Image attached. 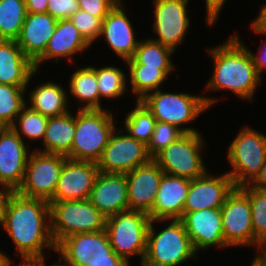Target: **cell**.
<instances>
[{"mask_svg": "<svg viewBox=\"0 0 266 266\" xmlns=\"http://www.w3.org/2000/svg\"><path fill=\"white\" fill-rule=\"evenodd\" d=\"M180 220L197 253L198 250H205L211 246L228 248L224 240L220 208L187 212Z\"/></svg>", "mask_w": 266, "mask_h": 266, "instance_id": "obj_19", "label": "cell"}, {"mask_svg": "<svg viewBox=\"0 0 266 266\" xmlns=\"http://www.w3.org/2000/svg\"><path fill=\"white\" fill-rule=\"evenodd\" d=\"M0 226L14 242L23 260L20 266H31L44 258L43 248L54 249L50 229V205L43 199L25 197L16 191L9 196Z\"/></svg>", "mask_w": 266, "mask_h": 266, "instance_id": "obj_1", "label": "cell"}, {"mask_svg": "<svg viewBox=\"0 0 266 266\" xmlns=\"http://www.w3.org/2000/svg\"><path fill=\"white\" fill-rule=\"evenodd\" d=\"M227 159L232 166L227 173L235 187L249 185L266 161V135L243 126L230 143Z\"/></svg>", "mask_w": 266, "mask_h": 266, "instance_id": "obj_7", "label": "cell"}, {"mask_svg": "<svg viewBox=\"0 0 266 266\" xmlns=\"http://www.w3.org/2000/svg\"><path fill=\"white\" fill-rule=\"evenodd\" d=\"M135 104V109L124 120V129L131 137L148 146L157 121L140 101L136 100Z\"/></svg>", "mask_w": 266, "mask_h": 266, "instance_id": "obj_32", "label": "cell"}, {"mask_svg": "<svg viewBox=\"0 0 266 266\" xmlns=\"http://www.w3.org/2000/svg\"><path fill=\"white\" fill-rule=\"evenodd\" d=\"M57 21L50 14L28 13L18 38L15 40L24 55L33 63L44 53L55 32Z\"/></svg>", "mask_w": 266, "mask_h": 266, "instance_id": "obj_23", "label": "cell"}, {"mask_svg": "<svg viewBox=\"0 0 266 266\" xmlns=\"http://www.w3.org/2000/svg\"><path fill=\"white\" fill-rule=\"evenodd\" d=\"M151 222L149 214L128 210L106 218L107 232L112 250L129 264V257L140 256L141 264L146 252L147 232Z\"/></svg>", "mask_w": 266, "mask_h": 266, "instance_id": "obj_8", "label": "cell"}, {"mask_svg": "<svg viewBox=\"0 0 266 266\" xmlns=\"http://www.w3.org/2000/svg\"><path fill=\"white\" fill-rule=\"evenodd\" d=\"M25 0L0 1V40H16L25 21Z\"/></svg>", "mask_w": 266, "mask_h": 266, "instance_id": "obj_30", "label": "cell"}, {"mask_svg": "<svg viewBox=\"0 0 266 266\" xmlns=\"http://www.w3.org/2000/svg\"><path fill=\"white\" fill-rule=\"evenodd\" d=\"M249 195L251 204V221L254 236L266 244V188H251L249 185L241 186Z\"/></svg>", "mask_w": 266, "mask_h": 266, "instance_id": "obj_36", "label": "cell"}, {"mask_svg": "<svg viewBox=\"0 0 266 266\" xmlns=\"http://www.w3.org/2000/svg\"><path fill=\"white\" fill-rule=\"evenodd\" d=\"M44 83L29 93V107L47 117L67 114L69 112L67 92L57 83L51 81Z\"/></svg>", "mask_w": 266, "mask_h": 266, "instance_id": "obj_27", "label": "cell"}, {"mask_svg": "<svg viewBox=\"0 0 266 266\" xmlns=\"http://www.w3.org/2000/svg\"><path fill=\"white\" fill-rule=\"evenodd\" d=\"M253 23L262 31V33H266V4L262 6L259 15Z\"/></svg>", "mask_w": 266, "mask_h": 266, "instance_id": "obj_47", "label": "cell"}, {"mask_svg": "<svg viewBox=\"0 0 266 266\" xmlns=\"http://www.w3.org/2000/svg\"><path fill=\"white\" fill-rule=\"evenodd\" d=\"M12 262L9 258V256L6 255V253L0 252V266H11ZM20 266V265H18Z\"/></svg>", "mask_w": 266, "mask_h": 266, "instance_id": "obj_50", "label": "cell"}, {"mask_svg": "<svg viewBox=\"0 0 266 266\" xmlns=\"http://www.w3.org/2000/svg\"><path fill=\"white\" fill-rule=\"evenodd\" d=\"M174 51L152 39L139 41L132 59L126 61L127 65H146V67L158 68L167 77L175 69L171 56Z\"/></svg>", "mask_w": 266, "mask_h": 266, "instance_id": "obj_29", "label": "cell"}, {"mask_svg": "<svg viewBox=\"0 0 266 266\" xmlns=\"http://www.w3.org/2000/svg\"><path fill=\"white\" fill-rule=\"evenodd\" d=\"M56 252L75 266H87L92 260L110 259V254H116L105 230L72 234L56 246Z\"/></svg>", "mask_w": 266, "mask_h": 266, "instance_id": "obj_14", "label": "cell"}, {"mask_svg": "<svg viewBox=\"0 0 266 266\" xmlns=\"http://www.w3.org/2000/svg\"><path fill=\"white\" fill-rule=\"evenodd\" d=\"M131 91L137 95V101L142 100L148 93L160 89L167 76L158 68L146 65H128Z\"/></svg>", "mask_w": 266, "mask_h": 266, "instance_id": "obj_31", "label": "cell"}, {"mask_svg": "<svg viewBox=\"0 0 266 266\" xmlns=\"http://www.w3.org/2000/svg\"><path fill=\"white\" fill-rule=\"evenodd\" d=\"M250 266H266V259L258 253Z\"/></svg>", "mask_w": 266, "mask_h": 266, "instance_id": "obj_49", "label": "cell"}, {"mask_svg": "<svg viewBox=\"0 0 266 266\" xmlns=\"http://www.w3.org/2000/svg\"><path fill=\"white\" fill-rule=\"evenodd\" d=\"M206 2V22L208 26L214 25L226 0H205Z\"/></svg>", "mask_w": 266, "mask_h": 266, "instance_id": "obj_42", "label": "cell"}, {"mask_svg": "<svg viewBox=\"0 0 266 266\" xmlns=\"http://www.w3.org/2000/svg\"><path fill=\"white\" fill-rule=\"evenodd\" d=\"M183 134L176 126L157 121L151 141L147 146L149 155L153 158L158 152L175 142Z\"/></svg>", "mask_w": 266, "mask_h": 266, "instance_id": "obj_37", "label": "cell"}, {"mask_svg": "<svg viewBox=\"0 0 266 266\" xmlns=\"http://www.w3.org/2000/svg\"><path fill=\"white\" fill-rule=\"evenodd\" d=\"M251 28L254 31V33H258V34H263L266 35V33H262V31L252 22L251 24ZM259 54L256 55L254 53H252V51L249 50L250 55L252 57L253 60V64L259 74V76L261 77V74L263 73V70L266 68V47L264 45V48L259 50Z\"/></svg>", "mask_w": 266, "mask_h": 266, "instance_id": "obj_41", "label": "cell"}, {"mask_svg": "<svg viewBox=\"0 0 266 266\" xmlns=\"http://www.w3.org/2000/svg\"><path fill=\"white\" fill-rule=\"evenodd\" d=\"M58 255H59V260L57 261L58 262V264L57 263H54L53 265H51V266H75V265H73L72 263H70V262H68L65 258H63L59 253H58ZM45 258H42V259H39V260H37V261H35L31 266H46V264H45V260H44ZM61 261H64V263L62 264V263H60Z\"/></svg>", "mask_w": 266, "mask_h": 266, "instance_id": "obj_48", "label": "cell"}, {"mask_svg": "<svg viewBox=\"0 0 266 266\" xmlns=\"http://www.w3.org/2000/svg\"><path fill=\"white\" fill-rule=\"evenodd\" d=\"M234 187L227 172L221 176H212L208 171L205 175L190 180L183 216L187 212L221 208Z\"/></svg>", "mask_w": 266, "mask_h": 266, "instance_id": "obj_15", "label": "cell"}, {"mask_svg": "<svg viewBox=\"0 0 266 266\" xmlns=\"http://www.w3.org/2000/svg\"><path fill=\"white\" fill-rule=\"evenodd\" d=\"M69 19L90 45L100 38L103 24L101 18L79 9Z\"/></svg>", "mask_w": 266, "mask_h": 266, "instance_id": "obj_38", "label": "cell"}, {"mask_svg": "<svg viewBox=\"0 0 266 266\" xmlns=\"http://www.w3.org/2000/svg\"><path fill=\"white\" fill-rule=\"evenodd\" d=\"M204 142L201 132L184 133L152 159L164 174L193 180L208 172L201 157Z\"/></svg>", "mask_w": 266, "mask_h": 266, "instance_id": "obj_9", "label": "cell"}, {"mask_svg": "<svg viewBox=\"0 0 266 266\" xmlns=\"http://www.w3.org/2000/svg\"><path fill=\"white\" fill-rule=\"evenodd\" d=\"M71 160L98 162L115 128L109 109L77 110Z\"/></svg>", "mask_w": 266, "mask_h": 266, "instance_id": "obj_5", "label": "cell"}, {"mask_svg": "<svg viewBox=\"0 0 266 266\" xmlns=\"http://www.w3.org/2000/svg\"><path fill=\"white\" fill-rule=\"evenodd\" d=\"M163 174L164 172L153 159L125 174L129 210L147 214L152 211Z\"/></svg>", "mask_w": 266, "mask_h": 266, "instance_id": "obj_18", "label": "cell"}, {"mask_svg": "<svg viewBox=\"0 0 266 266\" xmlns=\"http://www.w3.org/2000/svg\"><path fill=\"white\" fill-rule=\"evenodd\" d=\"M170 221L160 232L154 229L156 222ZM191 239L180 219L151 220L146 242V252L141 266H178L196 258Z\"/></svg>", "mask_w": 266, "mask_h": 266, "instance_id": "obj_3", "label": "cell"}, {"mask_svg": "<svg viewBox=\"0 0 266 266\" xmlns=\"http://www.w3.org/2000/svg\"><path fill=\"white\" fill-rule=\"evenodd\" d=\"M0 221L2 220L7 200L13 192L8 186L0 184Z\"/></svg>", "mask_w": 266, "mask_h": 266, "instance_id": "obj_45", "label": "cell"}, {"mask_svg": "<svg viewBox=\"0 0 266 266\" xmlns=\"http://www.w3.org/2000/svg\"><path fill=\"white\" fill-rule=\"evenodd\" d=\"M258 252L266 259V244Z\"/></svg>", "mask_w": 266, "mask_h": 266, "instance_id": "obj_51", "label": "cell"}, {"mask_svg": "<svg viewBox=\"0 0 266 266\" xmlns=\"http://www.w3.org/2000/svg\"><path fill=\"white\" fill-rule=\"evenodd\" d=\"M11 127L0 128V184L16 191L21 185L30 153Z\"/></svg>", "mask_w": 266, "mask_h": 266, "instance_id": "obj_17", "label": "cell"}, {"mask_svg": "<svg viewBox=\"0 0 266 266\" xmlns=\"http://www.w3.org/2000/svg\"><path fill=\"white\" fill-rule=\"evenodd\" d=\"M36 72L15 40H0V84L27 86Z\"/></svg>", "mask_w": 266, "mask_h": 266, "instance_id": "obj_25", "label": "cell"}, {"mask_svg": "<svg viewBox=\"0 0 266 266\" xmlns=\"http://www.w3.org/2000/svg\"><path fill=\"white\" fill-rule=\"evenodd\" d=\"M27 107L26 104L10 127L22 140L24 136L32 141L43 140L49 117Z\"/></svg>", "mask_w": 266, "mask_h": 266, "instance_id": "obj_34", "label": "cell"}, {"mask_svg": "<svg viewBox=\"0 0 266 266\" xmlns=\"http://www.w3.org/2000/svg\"><path fill=\"white\" fill-rule=\"evenodd\" d=\"M91 46L74 26L70 19L57 21L54 34L47 43L44 53L34 62L36 71L43 62L54 59L57 64L62 58L73 62L72 56ZM41 63V64H40Z\"/></svg>", "mask_w": 266, "mask_h": 266, "instance_id": "obj_24", "label": "cell"}, {"mask_svg": "<svg viewBox=\"0 0 266 266\" xmlns=\"http://www.w3.org/2000/svg\"><path fill=\"white\" fill-rule=\"evenodd\" d=\"M251 188H266V161L261 167L259 174L249 184Z\"/></svg>", "mask_w": 266, "mask_h": 266, "instance_id": "obj_46", "label": "cell"}, {"mask_svg": "<svg viewBox=\"0 0 266 266\" xmlns=\"http://www.w3.org/2000/svg\"><path fill=\"white\" fill-rule=\"evenodd\" d=\"M50 229L56 246L76 233L105 230L106 217L88 199L49 201Z\"/></svg>", "mask_w": 266, "mask_h": 266, "instance_id": "obj_6", "label": "cell"}, {"mask_svg": "<svg viewBox=\"0 0 266 266\" xmlns=\"http://www.w3.org/2000/svg\"><path fill=\"white\" fill-rule=\"evenodd\" d=\"M218 100L210 97L190 95L189 93L163 92L161 89L148 93L140 102L152 113L156 121L176 126L183 133L198 132L195 128L185 127L202 112L208 110Z\"/></svg>", "mask_w": 266, "mask_h": 266, "instance_id": "obj_4", "label": "cell"}, {"mask_svg": "<svg viewBox=\"0 0 266 266\" xmlns=\"http://www.w3.org/2000/svg\"><path fill=\"white\" fill-rule=\"evenodd\" d=\"M99 173L96 162L64 161L54 197L50 201L88 199Z\"/></svg>", "mask_w": 266, "mask_h": 266, "instance_id": "obj_16", "label": "cell"}, {"mask_svg": "<svg viewBox=\"0 0 266 266\" xmlns=\"http://www.w3.org/2000/svg\"><path fill=\"white\" fill-rule=\"evenodd\" d=\"M66 156L61 154L30 152L23 181L17 193L30 198L50 201L54 197Z\"/></svg>", "mask_w": 266, "mask_h": 266, "instance_id": "obj_10", "label": "cell"}, {"mask_svg": "<svg viewBox=\"0 0 266 266\" xmlns=\"http://www.w3.org/2000/svg\"><path fill=\"white\" fill-rule=\"evenodd\" d=\"M75 135V116L68 112L62 116L49 117L43 146L36 151L50 154H61L71 159V147Z\"/></svg>", "mask_w": 266, "mask_h": 266, "instance_id": "obj_26", "label": "cell"}, {"mask_svg": "<svg viewBox=\"0 0 266 266\" xmlns=\"http://www.w3.org/2000/svg\"><path fill=\"white\" fill-rule=\"evenodd\" d=\"M207 51L214 60V71L204 92L224 89L245 101H252L261 77L253 64L249 48L239 36L233 34L222 45Z\"/></svg>", "mask_w": 266, "mask_h": 266, "instance_id": "obj_2", "label": "cell"}, {"mask_svg": "<svg viewBox=\"0 0 266 266\" xmlns=\"http://www.w3.org/2000/svg\"><path fill=\"white\" fill-rule=\"evenodd\" d=\"M120 0H78L79 9L102 20Z\"/></svg>", "mask_w": 266, "mask_h": 266, "instance_id": "obj_40", "label": "cell"}, {"mask_svg": "<svg viewBox=\"0 0 266 266\" xmlns=\"http://www.w3.org/2000/svg\"><path fill=\"white\" fill-rule=\"evenodd\" d=\"M69 91L76 100L84 103L80 110H100V94L97 82V68H78L69 79Z\"/></svg>", "mask_w": 266, "mask_h": 266, "instance_id": "obj_28", "label": "cell"}, {"mask_svg": "<svg viewBox=\"0 0 266 266\" xmlns=\"http://www.w3.org/2000/svg\"><path fill=\"white\" fill-rule=\"evenodd\" d=\"M125 72L123 73L121 69L113 66H104L97 68V82L98 90L100 94V109H103L101 106V98L106 97L110 99H118L127 92Z\"/></svg>", "mask_w": 266, "mask_h": 266, "instance_id": "obj_35", "label": "cell"}, {"mask_svg": "<svg viewBox=\"0 0 266 266\" xmlns=\"http://www.w3.org/2000/svg\"><path fill=\"white\" fill-rule=\"evenodd\" d=\"M48 0H25L28 13H46Z\"/></svg>", "mask_w": 266, "mask_h": 266, "instance_id": "obj_44", "label": "cell"}, {"mask_svg": "<svg viewBox=\"0 0 266 266\" xmlns=\"http://www.w3.org/2000/svg\"><path fill=\"white\" fill-rule=\"evenodd\" d=\"M47 13L56 20L69 19L79 10L78 0H48Z\"/></svg>", "mask_w": 266, "mask_h": 266, "instance_id": "obj_39", "label": "cell"}, {"mask_svg": "<svg viewBox=\"0 0 266 266\" xmlns=\"http://www.w3.org/2000/svg\"><path fill=\"white\" fill-rule=\"evenodd\" d=\"M87 266H130L117 254H110V259H98L88 262Z\"/></svg>", "mask_w": 266, "mask_h": 266, "instance_id": "obj_43", "label": "cell"}, {"mask_svg": "<svg viewBox=\"0 0 266 266\" xmlns=\"http://www.w3.org/2000/svg\"><path fill=\"white\" fill-rule=\"evenodd\" d=\"M189 185V179L163 174L149 213L151 220L181 219Z\"/></svg>", "mask_w": 266, "mask_h": 266, "instance_id": "obj_22", "label": "cell"}, {"mask_svg": "<svg viewBox=\"0 0 266 266\" xmlns=\"http://www.w3.org/2000/svg\"><path fill=\"white\" fill-rule=\"evenodd\" d=\"M121 128L113 131L108 144L97 162L99 172L126 174L140 165L148 163L147 145L131 137Z\"/></svg>", "mask_w": 266, "mask_h": 266, "instance_id": "obj_12", "label": "cell"}, {"mask_svg": "<svg viewBox=\"0 0 266 266\" xmlns=\"http://www.w3.org/2000/svg\"><path fill=\"white\" fill-rule=\"evenodd\" d=\"M27 86L0 84V128L10 127L22 108L27 104L25 91Z\"/></svg>", "mask_w": 266, "mask_h": 266, "instance_id": "obj_33", "label": "cell"}, {"mask_svg": "<svg viewBox=\"0 0 266 266\" xmlns=\"http://www.w3.org/2000/svg\"><path fill=\"white\" fill-rule=\"evenodd\" d=\"M220 209L224 240L228 247L254 245L257 250L262 248L263 244L253 233L249 195L241 187H234Z\"/></svg>", "mask_w": 266, "mask_h": 266, "instance_id": "obj_11", "label": "cell"}, {"mask_svg": "<svg viewBox=\"0 0 266 266\" xmlns=\"http://www.w3.org/2000/svg\"><path fill=\"white\" fill-rule=\"evenodd\" d=\"M153 31L158 38L152 40L171 48L174 52L184 41L190 26L188 17L189 0H153Z\"/></svg>", "mask_w": 266, "mask_h": 266, "instance_id": "obj_13", "label": "cell"}, {"mask_svg": "<svg viewBox=\"0 0 266 266\" xmlns=\"http://www.w3.org/2000/svg\"><path fill=\"white\" fill-rule=\"evenodd\" d=\"M122 3L120 0L103 19L100 37L103 36L112 51L126 62L133 58L140 40L135 39V31Z\"/></svg>", "mask_w": 266, "mask_h": 266, "instance_id": "obj_21", "label": "cell"}, {"mask_svg": "<svg viewBox=\"0 0 266 266\" xmlns=\"http://www.w3.org/2000/svg\"><path fill=\"white\" fill-rule=\"evenodd\" d=\"M88 200L106 218L128 211V184L126 175L99 172Z\"/></svg>", "mask_w": 266, "mask_h": 266, "instance_id": "obj_20", "label": "cell"}]
</instances>
